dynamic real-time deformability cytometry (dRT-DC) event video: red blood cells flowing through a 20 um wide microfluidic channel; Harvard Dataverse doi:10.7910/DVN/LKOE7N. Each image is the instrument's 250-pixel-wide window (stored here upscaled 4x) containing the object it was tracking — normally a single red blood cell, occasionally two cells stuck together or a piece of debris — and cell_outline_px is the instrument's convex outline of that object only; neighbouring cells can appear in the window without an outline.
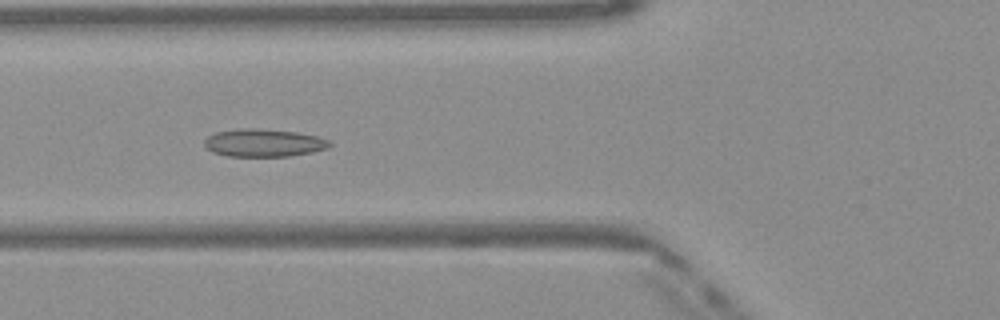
{"species": "Egyptian fruit bat (a non-hibernating species)", "species_latin": "Rousettus aegyptiacus", "temperature_condition": "warm", "stored_images_in_passage": 50, "camera_frame_rate_fps": 3000, "um_per_image_px": 0.085, "frame": {"image": 1, "passage_image": 18, "time_ms": 5.667, "image_size_px": [1000, 320], "cell_outline_px": [[332, 144], [328, 148], [312, 152], [288, 156], [228, 156], [212, 152], [204, 148], [204, 140], [208, 136], [216, 132], [240, 128], [256, 128], [296, 132], [316, 136], [328, 140]], "centroid_in_image_um": [22.38, 12.14], "position_along_channel_um": 103.4, "area_um2": 20.29}}
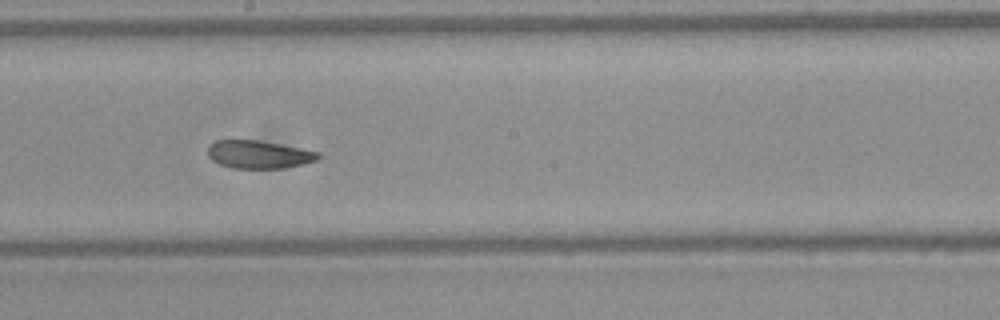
{"frame": {"image": 2, "passage_image": 27, "time_ms": 8.667, "image_size_px": [1000, 320], "cell_outline_px": [[320, 156], [316, 160], [284, 168], [232, 168], [220, 164], [212, 160], [208, 156], [208, 144], [216, 140], [260, 140], [320, 152]], "centroid_in_image_um": [21.96, 13.12], "position_along_channel_um": 226.2, "area_um2": 17.92}}
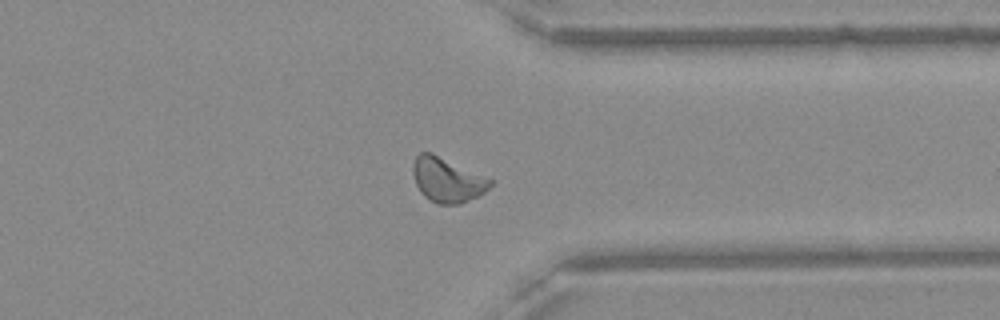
{"frame": {"image": 3, "passage_image": 38, "time_ms": 12.333, "image_size_px": [1000, 320], "cell_outline_px": [[492, 184], [484, 192], [460, 204], [436, 204], [424, 196], [420, 192], [416, 184], [412, 172], [412, 164], [416, 156], [420, 152], [432, 152], [492, 180]], "centroid_in_image_um": [37.96, 15.28], "position_along_channel_um": 373.4, "area_um2": 19.88}, "authors_computed_cell_mechanics": {"area_um2": 19.3919, "velocity_mm_per_s": 4.0811, "shape_relaxation_time_tau1_ms": null, "shape_relaxation_time_tau2_ms": 2.4387, "deformation_change_tau1": null, "deformation_change_tau2": 0.0919}}